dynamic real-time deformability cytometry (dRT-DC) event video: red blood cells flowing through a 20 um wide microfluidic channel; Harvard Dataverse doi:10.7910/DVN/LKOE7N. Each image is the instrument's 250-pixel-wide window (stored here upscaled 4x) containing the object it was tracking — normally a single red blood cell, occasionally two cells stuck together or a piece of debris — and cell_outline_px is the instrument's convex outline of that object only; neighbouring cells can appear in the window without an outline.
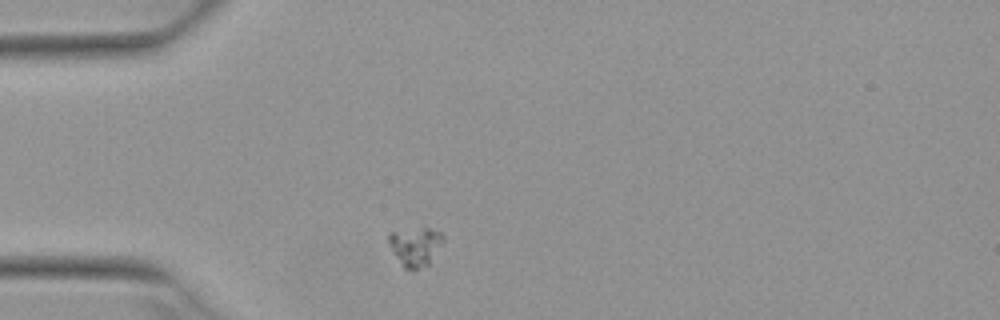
{"species": "Egyptian fruit bat (a non-hibernating species)", "species_latin": "Rousettus aegyptiacus", "temperature_condition": "warm", "stored_images_in_passage": 3, "camera_frame_rate_fps": 3000, "um_per_image_px": 0.085, "animal": {"sex": "female"}, "frame": {"image": 1, "passage_image": 1, "time_ms": 0.0, "image_size_px": [1000, 320], "cell_outline_px": [[444, 240], [428, 264], [412, 272], [404, 268], [388, 244], [388, 232], [424, 228], [428, 228], [440, 232], [444, 236]], "centroid_in_image_um": [35.28, 20.96], "position_along_channel_um": 49.7, "area_um2": 12.2}}
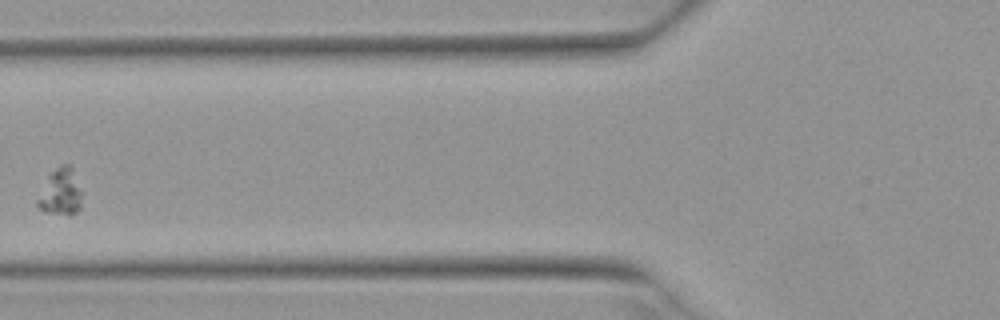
{"frame": {"image": 2, "passage_image": 3, "time_ms": 0.667, "image_size_px": [1000, 320], "cell_outline_px": [[80, 208], [72, 216], [44, 212], [36, 204], [36, 200], [48, 176], [60, 164], [68, 164], [72, 168], [80, 192]], "centroid_in_image_um": [5.12, 16.36], "position_along_channel_um": 120.7, "area_um2": 11.85}}